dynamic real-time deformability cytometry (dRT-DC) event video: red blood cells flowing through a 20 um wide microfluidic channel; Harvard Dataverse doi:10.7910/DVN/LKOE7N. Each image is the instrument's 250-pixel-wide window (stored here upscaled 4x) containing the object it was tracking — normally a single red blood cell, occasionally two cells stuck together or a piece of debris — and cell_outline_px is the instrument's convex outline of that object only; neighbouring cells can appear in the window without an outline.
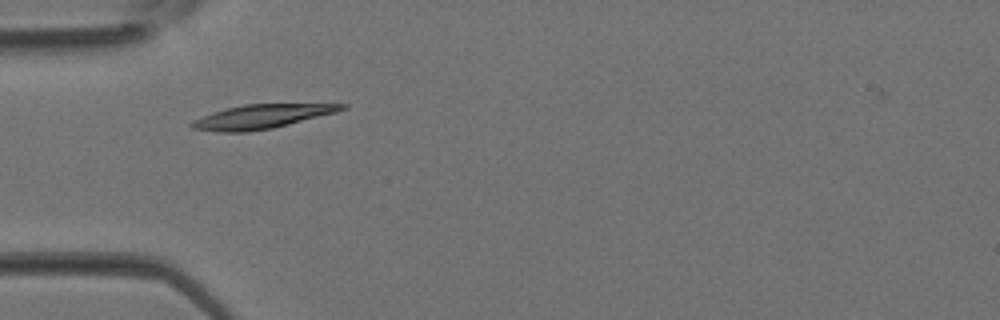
{"species": "Egyptian fruit bat (a non-hibernating species)", "species_latin": "Rousettus aegyptiacus", "temperature_condition": "room temperature", "stored_images_in_passage": 27, "camera_frame_rate_fps": 3000, "um_per_image_px": 0.085, "animal": {"sex": "female"}, "frame": {"image": 1, "passage_image": 1, "time_ms": 0.0, "image_size_px": [1000, 320], "cell_outline_px": [[348, 108], [336, 112], [272, 128], [248, 132], [220, 132], [192, 128], [188, 124], [192, 120], [212, 112], [244, 104], [348, 104]], "centroid_in_image_um": [22.21, 9.91], "position_along_channel_um": 62.8, "area_um2": 20.81}}
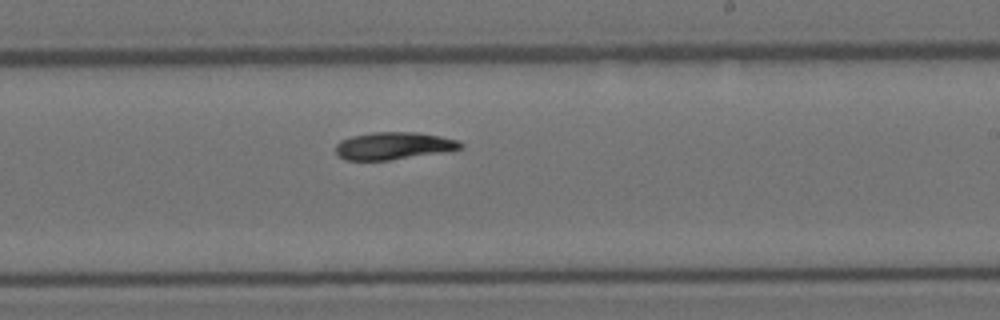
{"frame": {"image": 2, "passage_image": 12, "time_ms": 3.667, "image_size_px": [1000, 320], "cell_outline_px": [[464, 144], [460, 148], [440, 152], [388, 160], [344, 160], [336, 152], [336, 144], [340, 140], [352, 136], [372, 132], [416, 132], [440, 136], [460, 140]], "centroid_in_image_um": [33.43, 12.38], "position_along_channel_um": 255.6, "area_um2": 19.71}}
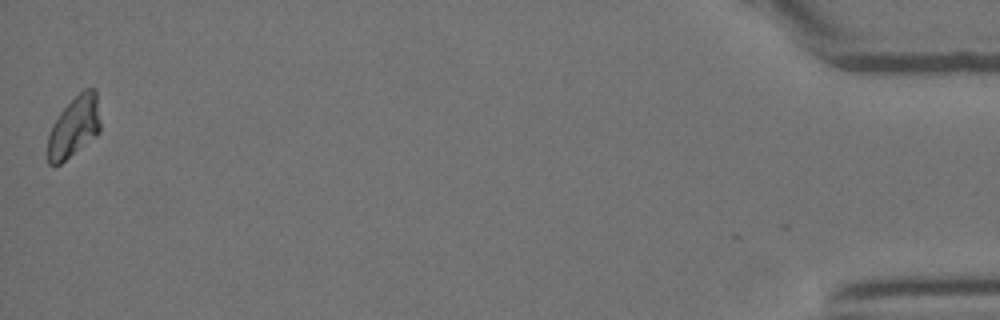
{"frame": {"image": 3, "passage_image": 27, "time_ms": 8.667, "image_size_px": [1000, 320], "cell_outline_px": [[100, 132], [96, 136], [60, 164], [48, 164], [48, 136], [52, 124], [60, 112], [84, 88], [96, 88], [100, 120]], "centroid_in_image_um": [6.31, 10.76], "position_along_channel_um": 428.9, "area_um2": 18.55}}